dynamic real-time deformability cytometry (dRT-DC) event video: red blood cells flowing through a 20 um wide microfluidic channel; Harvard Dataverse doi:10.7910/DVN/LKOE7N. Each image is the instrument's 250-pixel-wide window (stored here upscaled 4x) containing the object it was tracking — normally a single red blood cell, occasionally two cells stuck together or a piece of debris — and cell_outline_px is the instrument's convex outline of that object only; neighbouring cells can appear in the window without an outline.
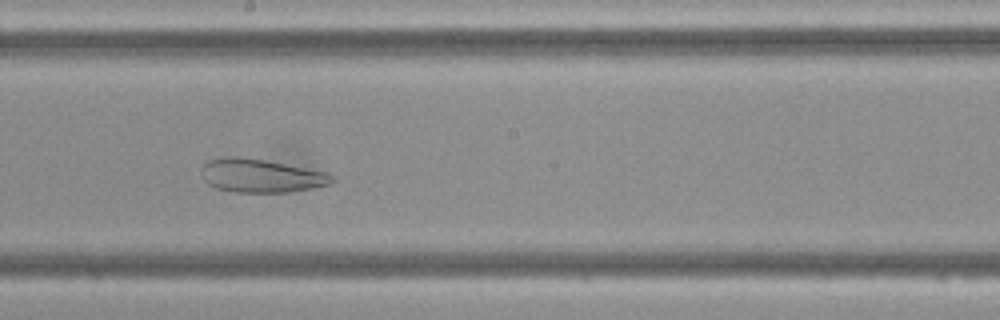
{"species": "Egyptian fruit bat (a non-hibernating species)", "species_latin": "Rousettus aegyptiacus", "temperature_condition": "cold", "stored_images_in_passage": 47, "camera_frame_rate_fps": 3000, "um_per_image_px": 0.085, "frame": {"image": 1, "passage_image": 25, "time_ms": 8.0, "image_size_px": [1000, 320], "cell_outline_px": [[336, 180], [332, 184], [288, 192], [236, 192], [216, 188], [208, 184], [204, 180], [204, 164], [208, 160], [220, 156], [240, 156], [264, 160], [328, 172], [336, 176]], "centroid_in_image_um": [22.23, 14.93], "position_along_channel_um": 226.0, "area_um2": 25.49}}
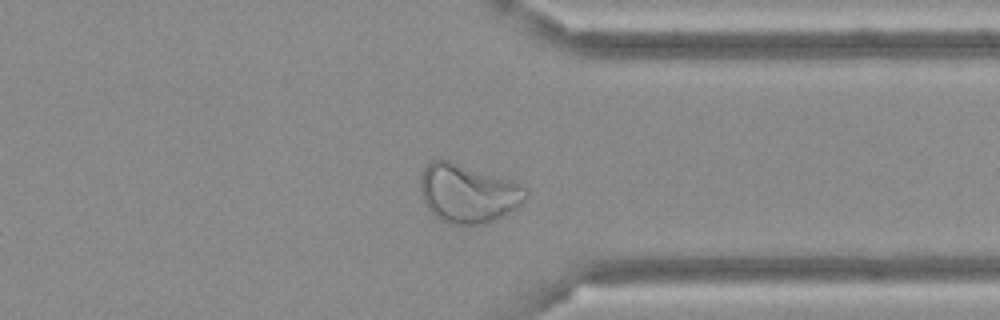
{"frame": {"image": 2, "passage_image": 36, "time_ms": 11.667, "image_size_px": [1000, 320], "cell_outline_px": [[528, 192], [524, 200], [516, 208], [484, 224], [448, 224], [440, 220], [424, 204], [420, 188], [420, 176], [424, 168], [432, 160], [448, 160], [520, 184], [528, 188]], "centroid_in_image_um": [39.74, 16.45], "position_along_channel_um": 371.7, "area_um2": 35.49}}
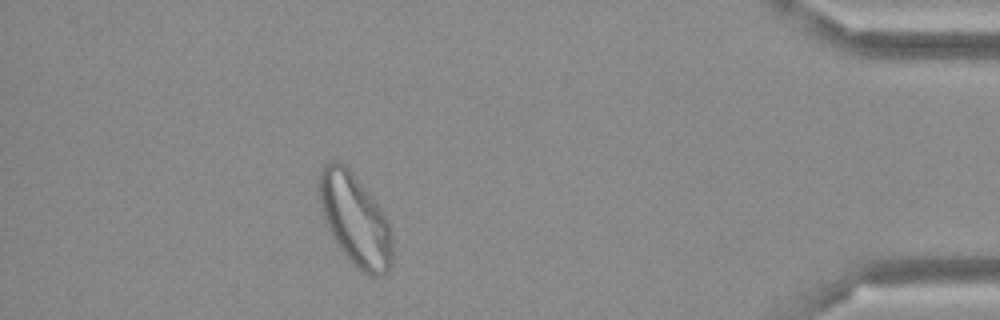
{"frame": {"image": 3, "passage_image": 42, "time_ms": 13.667, "image_size_px": [1000, 320], "cell_outline_px": [[392, 264], [388, 272], [380, 276], [368, 276], [360, 272], [352, 264], [336, 244], [328, 228], [320, 208], [316, 184], [320, 168], [324, 164], [332, 160], [336, 160], [344, 164], [352, 172], [380, 208], [388, 224], [392, 236]], "centroid_in_image_um": [30.13, 18.68], "position_along_channel_um": 405.1, "area_um2": 39.59}}